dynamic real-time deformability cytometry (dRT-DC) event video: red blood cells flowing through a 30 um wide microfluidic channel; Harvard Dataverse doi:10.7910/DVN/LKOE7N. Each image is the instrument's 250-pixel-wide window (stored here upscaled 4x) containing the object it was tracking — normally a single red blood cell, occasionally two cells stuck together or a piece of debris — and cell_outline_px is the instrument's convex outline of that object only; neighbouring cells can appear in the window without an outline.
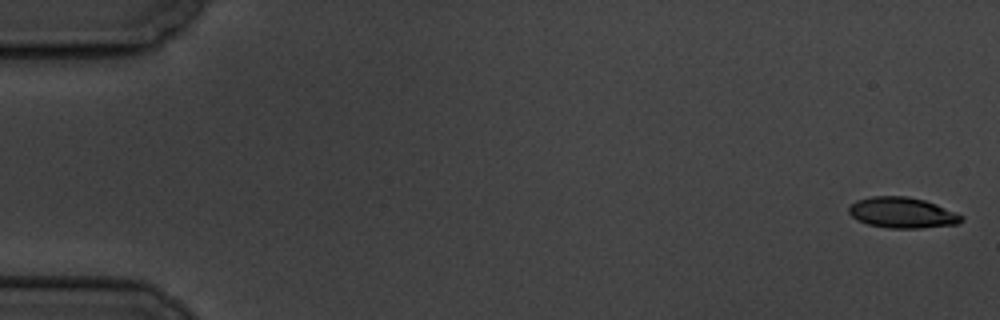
{"species": "common noctule bat (a hibernating species)", "species_latin": "Nyctalus noctula", "temperature_condition": "cold", "stored_images_in_passage": 9, "camera_frame_rate_fps": 3000, "um_per_image_px": 0.085, "animal": {"sex": "male", "body_mass_g": 19.5, "forearm_length_mm": 54.6}, "frame": {"image": 1, "passage_image": 1, "time_ms": 0.0, "image_size_px": [1000, 320], "cell_outline_px": [[964, 220], [956, 224], [920, 228], [888, 228], [868, 224], [856, 220], [848, 212], [848, 204], [856, 200], [872, 196], [908, 196], [924, 200], [936, 204], [956, 212], [964, 216]], "centroid_in_image_um": [76.66, 18.07], "position_along_channel_um": 8.3, "area_um2": 20.35}}
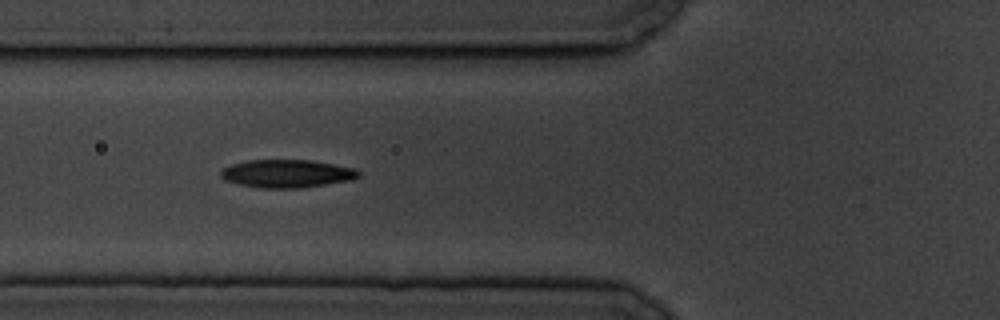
{"frame": {"image": 2, "passage_image": 7, "time_ms": 7.0, "image_size_px": [1000, 320], "cell_outline_px": [[360, 176], [352, 180], [300, 188], [260, 188], [240, 184], [228, 180], [220, 176], [220, 172], [224, 168], [232, 164], [248, 160], [312, 160], [356, 168], [360, 172]], "centroid_in_image_um": [24.44, 14.75], "position_along_channel_um": 101.4, "area_um2": 22.43}}
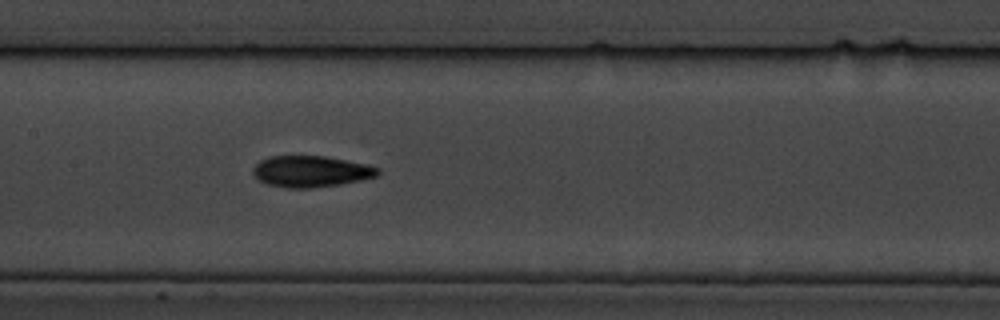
{"frame": {"image": 3, "passage_image": 9, "time_ms": 9.333, "image_size_px": [1000, 320], "cell_outline_px": [[380, 172], [376, 176], [360, 180], [340, 184], [312, 188], [288, 188], [264, 184], [252, 172], [252, 168], [260, 160], [268, 156], [324, 156], [368, 164], [380, 168]], "centroid_in_image_um": [26.41, 14.57], "position_along_channel_um": 181.0, "area_um2": 22.83}}